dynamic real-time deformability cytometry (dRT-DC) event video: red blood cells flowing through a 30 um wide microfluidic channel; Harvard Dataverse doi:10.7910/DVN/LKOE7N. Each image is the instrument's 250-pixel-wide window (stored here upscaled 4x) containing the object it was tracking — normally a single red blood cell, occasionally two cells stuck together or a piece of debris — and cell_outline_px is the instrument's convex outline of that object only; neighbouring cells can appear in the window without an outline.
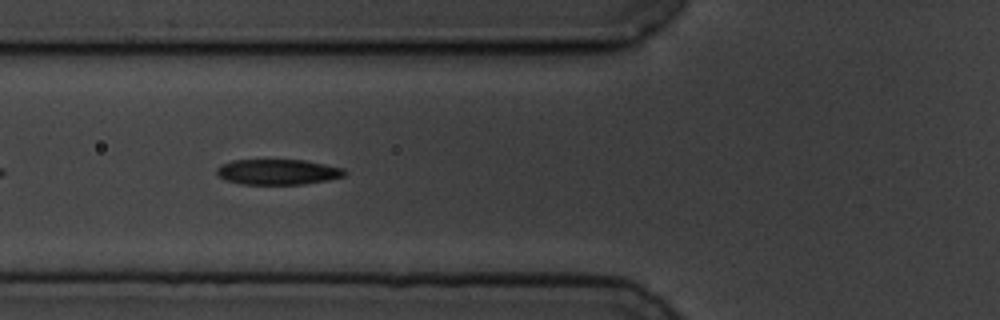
{"species": "common noctule bat (a hibernating species)", "species_latin": "Nyctalus noctula", "temperature_condition": "cold", "stored_images_in_passage": 10, "camera_frame_rate_fps": 3000, "um_per_image_px": 0.085, "animal": {"sex": "male", "body_mass_g": 19.5, "forearm_length_mm": 54.6}, "frame": {"image": 1, "passage_image": 7, "time_ms": 2.0, "image_size_px": [1000, 320], "cell_outline_px": [[348, 172], [344, 176], [328, 180], [304, 184], [240, 184], [228, 180], [220, 176], [216, 172], [216, 168], [220, 164], [232, 160], [304, 160], [344, 168]], "centroid_in_image_um": [23.63, 14.61], "position_along_channel_um": 102.2, "area_um2": 18.96}}
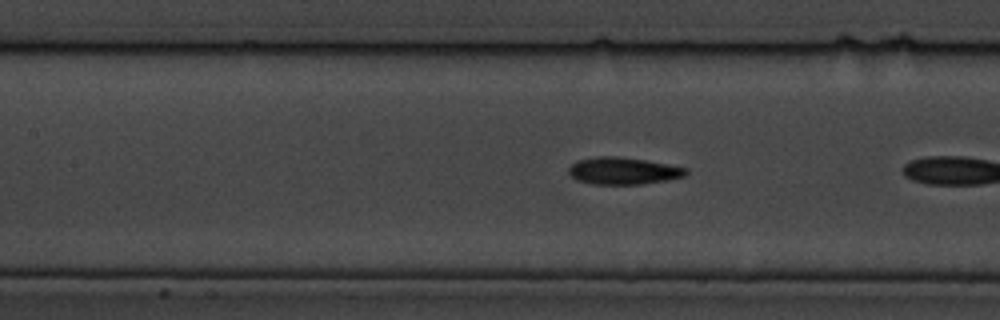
{"frame": {"image": 2, "passage_image": 9, "time_ms": 2.667, "image_size_px": [1000, 320], "cell_outline_px": [[688, 172], [684, 176], [668, 180], [640, 184], [592, 184], [576, 180], [568, 172], [568, 168], [576, 160], [600, 156], [616, 156], [644, 160], [688, 168]], "centroid_in_image_um": [52.95, 14.52], "position_along_channel_um": 154.5, "area_um2": 18.44}}